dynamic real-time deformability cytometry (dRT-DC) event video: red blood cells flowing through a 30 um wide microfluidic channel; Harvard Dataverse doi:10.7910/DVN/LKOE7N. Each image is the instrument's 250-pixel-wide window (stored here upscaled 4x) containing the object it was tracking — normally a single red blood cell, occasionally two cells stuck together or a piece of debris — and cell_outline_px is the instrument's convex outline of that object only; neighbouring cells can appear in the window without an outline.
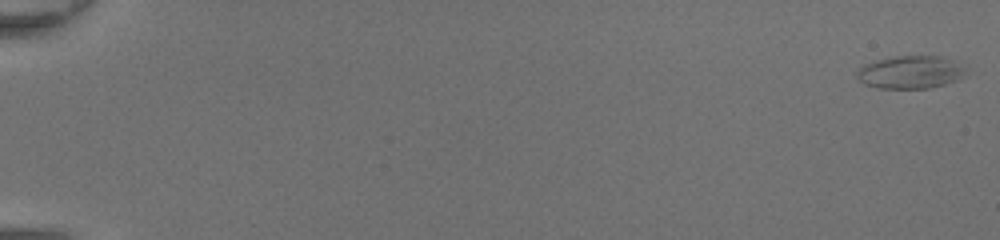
{"species": "common noctule bat (a hibernating species)", "species_latin": "Nyctalus noctula", "temperature_condition": "room temperature", "stored_images_in_passage": 49, "camera_frame_rate_fps": 3000, "um_per_image_px": 0.085, "animal": {"sex": "female", "body_mass_g": 20.0, "forearm_length_mm": 54.0}, "frame": {"image": 1, "passage_image": 1, "time_ms": 0.0, "image_size_px": [1000, 240], "cell_outline_px": [[968, 64], [960, 76], [956, 80], [944, 84], [928, 88], [876, 88], [864, 84], [856, 76], [856, 72], [864, 64], [876, 60], [896, 56], [940, 56]], "centroid_in_image_um": [77.39, 6.12], "position_along_channel_um": 7.6, "area_um2": 20.87}}
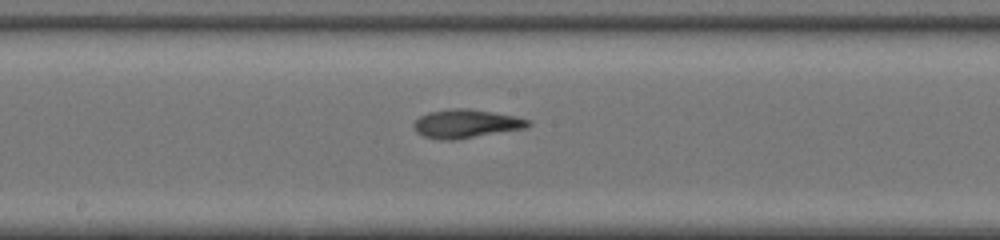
{"frame": {"image": 2, "passage_image": 29, "time_ms": 9.333, "image_size_px": [1000, 240], "cell_outline_px": [[532, 124], [524, 128], [460, 140], [440, 140], [424, 136], [416, 132], [412, 124], [420, 116], [428, 112], [448, 108], [468, 108], [516, 116], [532, 120]], "centroid_in_image_um": [39.61, 10.52], "position_along_channel_um": 208.6, "area_um2": 19.36}}
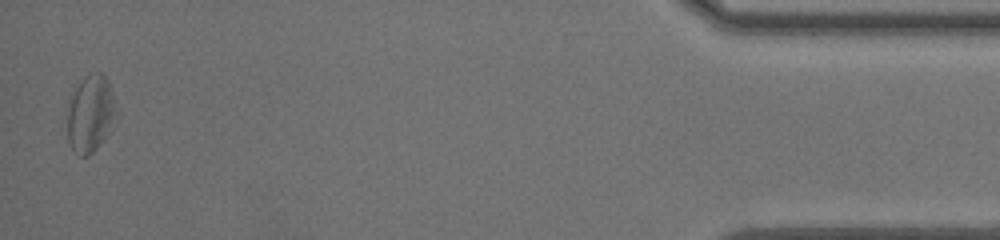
{"frame": {"image": 3, "passage_image": 49, "time_ms": 16.0, "image_size_px": [1000, 240], "cell_outline_px": [[120, 112], [108, 136], [88, 156], [80, 156], [72, 148], [68, 140], [68, 108], [72, 96], [76, 88], [84, 76], [96, 72], [100, 72], [108, 80]], "centroid_in_image_um": [7.76, 9.67], "position_along_channel_um": 427.4, "area_um2": 22.25}, "authors_computed_cell_mechanics": {"area_um2": 19.5364, "velocity_mm_per_s": 4.4144, "shape_relaxation_time_tau1_ms": 4.8587, "shape_relaxation_time_tau2_ms": 2.2321, "deformation_change_tau1": 0.1947, "deformation_change_tau2": 0.0996}}